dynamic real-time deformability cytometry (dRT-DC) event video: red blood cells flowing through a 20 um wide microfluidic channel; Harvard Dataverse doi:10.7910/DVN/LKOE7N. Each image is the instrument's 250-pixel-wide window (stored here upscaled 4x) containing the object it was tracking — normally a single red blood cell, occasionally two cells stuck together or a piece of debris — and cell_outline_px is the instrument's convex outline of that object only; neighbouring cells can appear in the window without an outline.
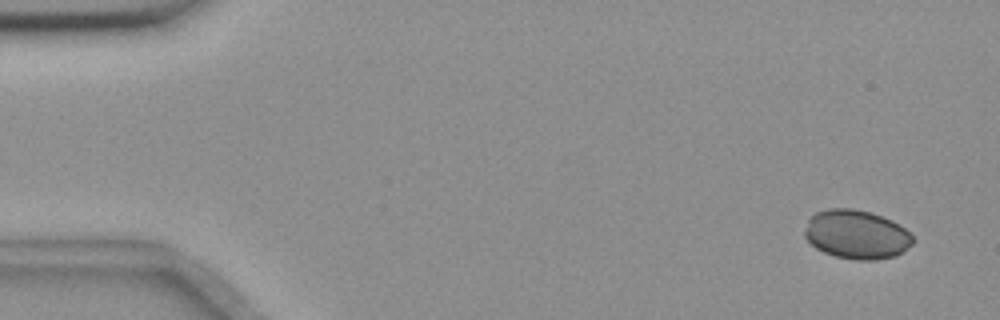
{"species": "common noctule bat (a hibernating species)", "species_latin": "Nyctalus noctula", "temperature_condition": "room temperature", "stored_images_in_passage": 4, "camera_frame_rate_fps": 3000, "um_per_image_px": 0.085, "animal": {"sex": "female", "body_mass_g": 18.4}, "frame": {"image": 1, "passage_image": 1, "time_ms": 0.0, "image_size_px": [1000, 320], "cell_outline_px": [[912, 244], [904, 252], [896, 256], [876, 260], [856, 260], [836, 256], [824, 252], [816, 248], [804, 236], [804, 232], [808, 220], [816, 212], [828, 208], [852, 208], [868, 212], [892, 220], [900, 224], [912, 236]], "centroid_in_image_um": [72.81, 19.93], "position_along_channel_um": 12.2, "area_um2": 30.81}}
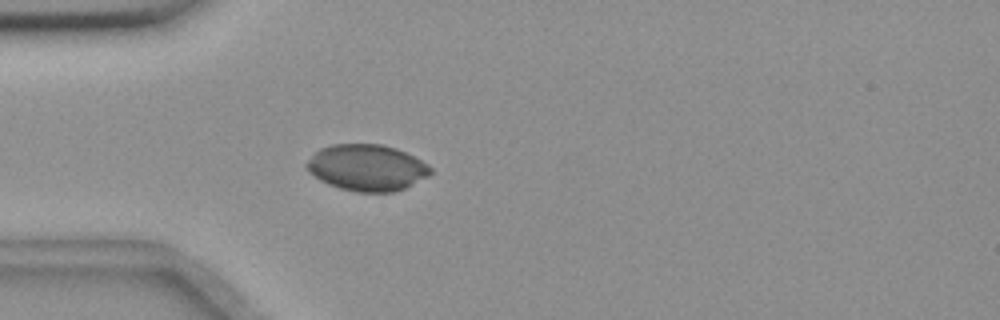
{"frame": {"image": 2, "passage_image": 4, "time_ms": 4.333, "image_size_px": [1000, 320], "cell_outline_px": [[432, 172], [428, 176], [396, 192], [356, 192], [340, 188], [328, 184], [320, 180], [308, 172], [304, 164], [320, 148], [332, 144], [380, 144], [396, 148], [428, 164], [432, 168]], "centroid_in_image_um": [31.17, 14.25], "position_along_channel_um": 53.8, "area_um2": 33.41}}